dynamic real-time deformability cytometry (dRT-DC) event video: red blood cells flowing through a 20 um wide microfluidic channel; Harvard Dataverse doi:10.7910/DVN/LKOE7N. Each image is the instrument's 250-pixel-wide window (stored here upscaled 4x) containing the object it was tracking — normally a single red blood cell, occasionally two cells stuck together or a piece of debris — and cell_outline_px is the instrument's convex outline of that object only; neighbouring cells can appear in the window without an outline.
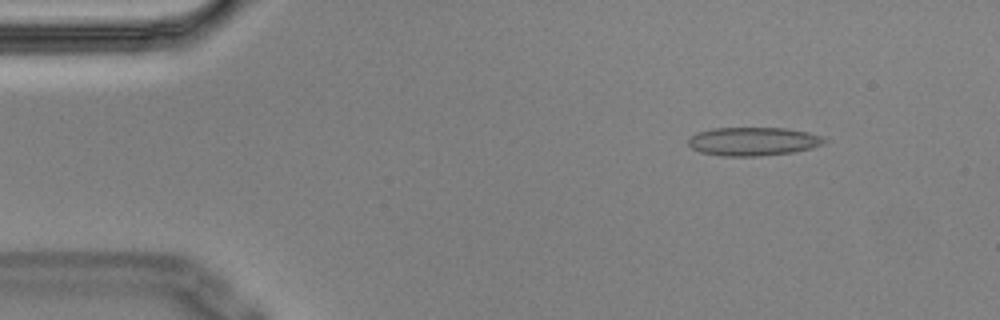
{"species": "Egyptian fruit bat (a non-hibernating species)", "species_latin": "Rousettus aegyptiacus", "temperature_condition": "cold", "stored_images_in_passage": 5, "camera_frame_rate_fps": 3000, "um_per_image_px": 0.085, "animal": {"sex": "male"}, "frame": {"image": 1, "passage_image": 2, "time_ms": 0.333, "image_size_px": [1000, 320], "cell_outline_px": [[828, 140], [824, 144], [812, 148], [792, 152], [760, 156], [720, 156], [700, 152], [692, 148], [688, 144], [688, 140], [696, 132], [712, 128], [784, 128], [808, 132], [824, 136]], "centroid_in_image_um": [64.04, 12.02], "position_along_channel_um": 21.0, "area_um2": 22.77}}
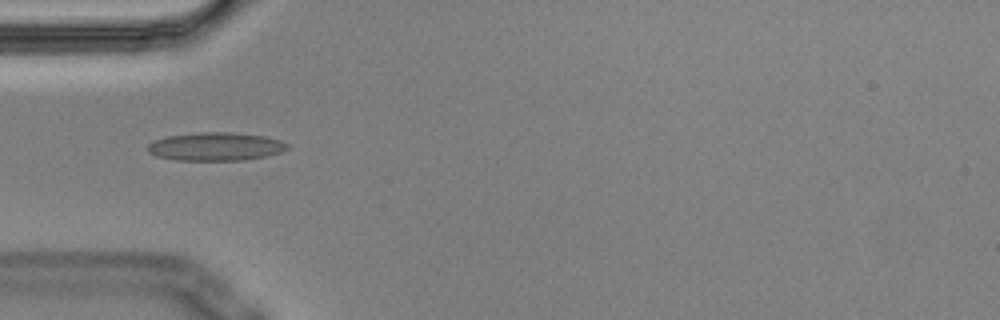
{"frame": {"image": 2, "passage_image": 5, "time_ms": 1.333, "image_size_px": [1000, 320], "cell_outline_px": [[288, 148], [280, 152], [264, 156], [244, 160], [176, 160], [156, 156], [148, 152], [148, 144], [156, 140], [168, 136], [200, 132], [228, 132], [264, 136], [280, 140], [288, 144]], "centroid_in_image_um": [18.32, 12.46], "position_along_channel_um": 66.7, "area_um2": 22.77}}